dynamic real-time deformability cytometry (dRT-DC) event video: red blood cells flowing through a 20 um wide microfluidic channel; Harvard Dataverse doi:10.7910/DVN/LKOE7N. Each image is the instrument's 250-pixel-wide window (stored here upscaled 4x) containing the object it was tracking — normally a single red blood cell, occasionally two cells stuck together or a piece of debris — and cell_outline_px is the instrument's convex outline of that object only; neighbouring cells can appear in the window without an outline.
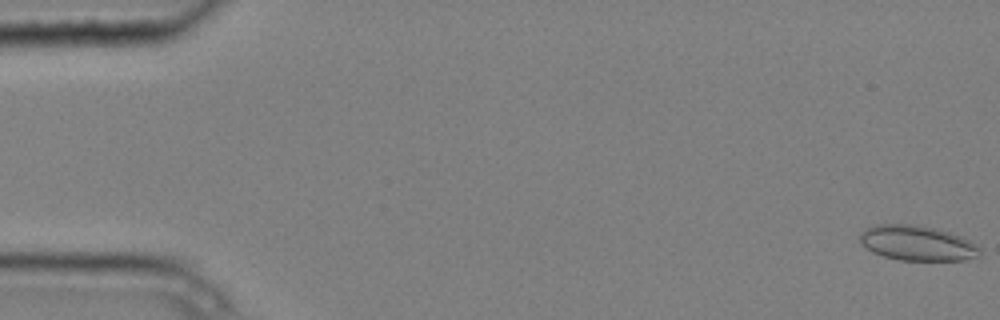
{"species": "common noctule bat (a hibernating species)", "species_latin": "Nyctalus noctula", "temperature_condition": "cold", "stored_images_in_passage": 5, "camera_frame_rate_fps": 3000, "um_per_image_px": 0.085, "animal": {"sex": "male", "body_mass_g": 20.4}, "frame": {"image": 1, "passage_image": 1, "time_ms": 0.0, "image_size_px": [1000, 320], "cell_outline_px": [[980, 260], [900, 260], [884, 256], [872, 252], [860, 244], [860, 232], [864, 228], [876, 224], [916, 224], [948, 232], [960, 236], [976, 244], [980, 248]], "centroid_in_image_um": [77.97, 20.67], "position_along_channel_um": 7.0, "area_um2": 24.8}}
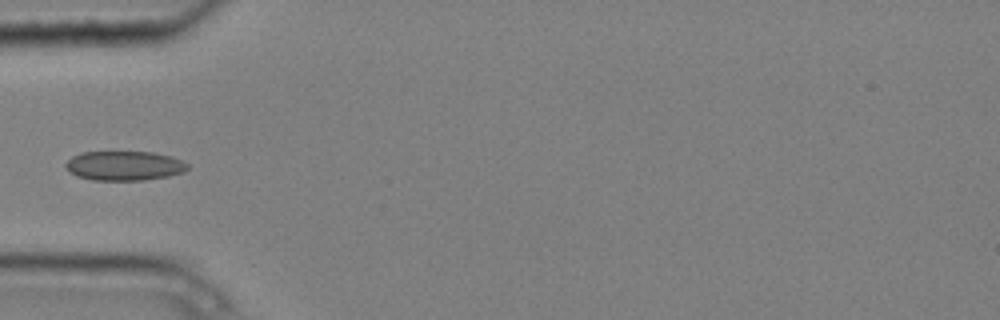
{"frame": {"image": 2, "passage_image": 5, "time_ms": 1.333, "image_size_px": [1000, 320], "cell_outline_px": [[188, 168], [184, 172], [168, 176], [144, 180], [92, 180], [76, 176], [68, 172], [64, 164], [72, 156], [80, 152], [152, 152], [172, 156], [188, 164]], "centroid_in_image_um": [10.53, 14.09], "position_along_channel_um": 74.5, "area_um2": 21.04}}